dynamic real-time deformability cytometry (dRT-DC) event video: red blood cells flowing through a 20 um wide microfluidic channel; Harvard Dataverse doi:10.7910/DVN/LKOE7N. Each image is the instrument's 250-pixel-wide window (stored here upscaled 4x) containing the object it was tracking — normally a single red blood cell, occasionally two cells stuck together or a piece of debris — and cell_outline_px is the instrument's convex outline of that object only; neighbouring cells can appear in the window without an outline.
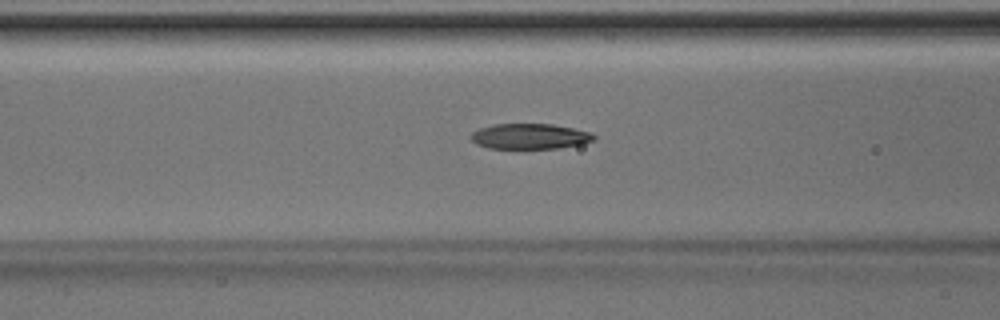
{"species": "Egyptian fruit bat (a non-hibernating species)", "species_latin": "Rousettus aegyptiacus", "temperature_condition": "room temperature", "stored_images_in_passage": 33, "camera_frame_rate_fps": 3000, "um_per_image_px": 0.085, "animal": {"sex": "male"}, "frame": {"image": 1, "passage_image": 13, "time_ms": 4.0, "image_size_px": [1000, 320], "cell_outline_px": [[596, 136], [592, 140], [580, 144], [560, 148], [488, 148], [476, 144], [468, 136], [472, 132], [480, 128], [492, 124], [552, 124], [572, 128], [588, 132]], "centroid_in_image_um": [44.97, 11.58], "position_along_channel_um": 121.6, "area_um2": 18.09}}
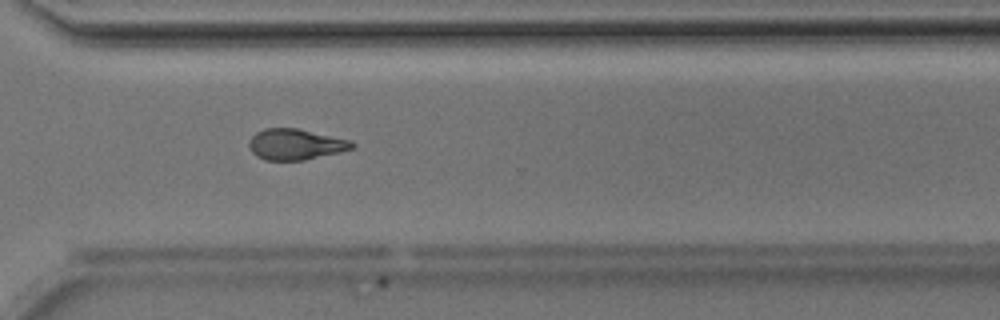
{"frame": {"image": 2, "passage_image": 29, "time_ms": 9.333, "image_size_px": [1000, 320], "cell_outline_px": [[356, 144], [352, 148], [340, 152], [304, 160], [264, 160], [256, 156], [248, 148], [248, 140], [256, 132], [264, 128], [296, 128], [352, 140]], "centroid_in_image_um": [25.09, 12.27], "position_along_channel_um": 345.5, "area_um2": 18.67}}
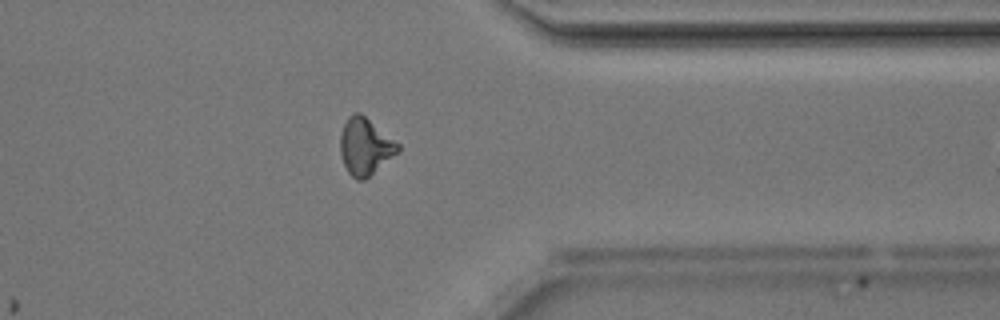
{"frame": {"image": 3, "passage_image": 32, "time_ms": 10.333, "image_size_px": [1000, 320], "cell_outline_px": [[400, 152], [364, 180], [356, 180], [348, 172], [340, 156], [340, 136], [344, 124], [348, 116], [356, 112], [360, 112], [400, 144]], "centroid_in_image_um": [31.05, 12.46], "position_along_channel_um": 380.4, "area_um2": 19.19}}